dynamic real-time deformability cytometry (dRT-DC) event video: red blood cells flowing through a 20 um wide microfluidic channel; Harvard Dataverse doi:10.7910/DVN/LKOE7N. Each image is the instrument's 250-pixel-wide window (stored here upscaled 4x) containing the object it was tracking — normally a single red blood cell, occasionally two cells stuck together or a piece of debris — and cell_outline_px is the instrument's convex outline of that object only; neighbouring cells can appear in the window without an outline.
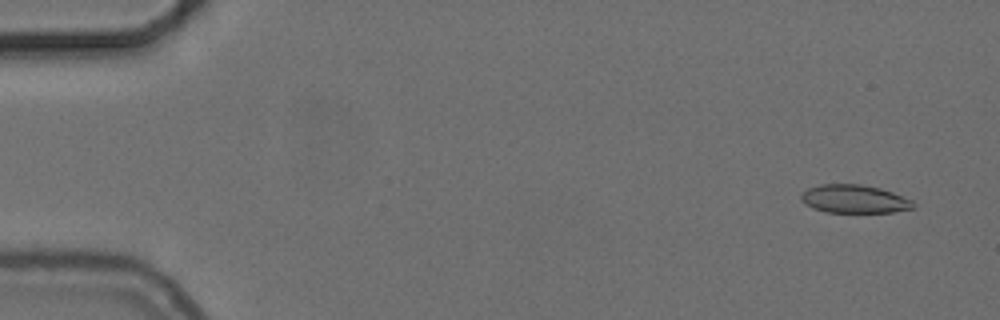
{"species": "common noctule bat (a hibernating species)", "species_latin": "Nyctalus noctula", "temperature_condition": "cold", "stored_images_in_passage": 9, "camera_frame_rate_fps": 3000, "um_per_image_px": 0.085, "animal": {"sex": "female", "body_mass_g": 24.6, "forearm_length_mm": 56.2}, "frame": {"image": 1, "passage_image": 1, "time_ms": 0.0, "image_size_px": [1000, 320], "cell_outline_px": [[916, 208], [892, 212], [824, 212], [812, 208], [804, 204], [800, 200], [800, 196], [808, 188], [820, 184], [860, 184], [880, 188], [892, 192], [912, 200], [916, 204]], "centroid_in_image_um": [72.61, 16.92], "position_along_channel_um": 12.4, "area_um2": 18.61}}